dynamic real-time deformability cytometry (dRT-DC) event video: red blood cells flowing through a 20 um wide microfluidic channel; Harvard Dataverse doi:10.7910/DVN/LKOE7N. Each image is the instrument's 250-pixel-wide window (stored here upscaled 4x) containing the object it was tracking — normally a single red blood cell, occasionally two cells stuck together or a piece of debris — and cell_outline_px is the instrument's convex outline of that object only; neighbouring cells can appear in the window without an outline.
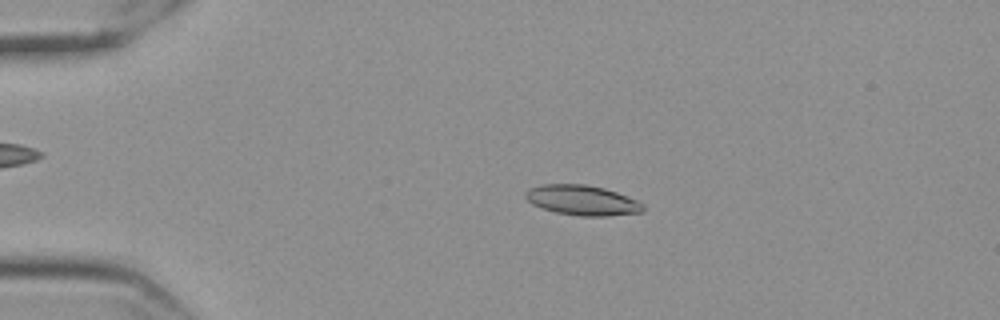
{"species": "Egyptian fruit bat (a non-hibernating species)", "species_latin": "Rousettus aegyptiacus", "temperature_condition": "cold", "stored_images_in_passage": 57, "camera_frame_rate_fps": 3000, "um_per_image_px": 0.085, "frame": {"image": 1, "passage_image": 12, "time_ms": 3.667, "image_size_px": [1000, 320], "cell_outline_px": [[644, 212], [608, 216], [580, 216], [556, 212], [532, 204], [524, 196], [524, 192], [528, 188], [540, 184], [584, 184], [604, 188], [616, 192], [636, 200], [644, 204]], "centroid_in_image_um": [49.48, 17.02], "position_along_channel_um": 35.5, "area_um2": 20.63}}
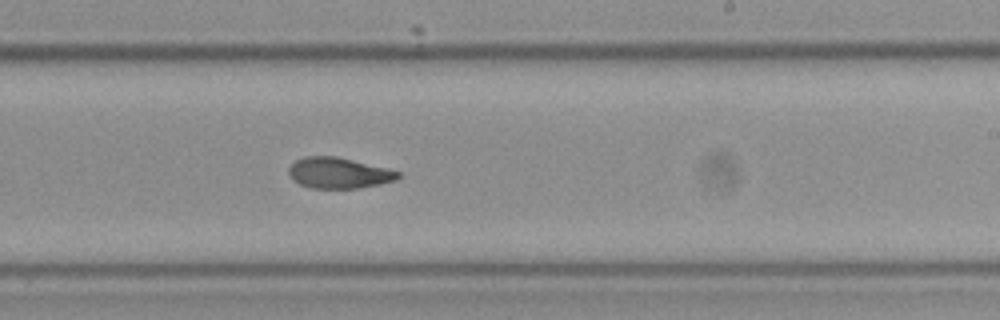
{"frame": {"image": 2, "passage_image": 35, "time_ms": 11.333, "image_size_px": [1000, 320], "cell_outline_px": [[400, 176], [396, 180], [356, 188], [312, 188], [300, 184], [292, 180], [288, 176], [288, 168], [296, 160], [304, 156], [336, 156], [400, 172]], "centroid_in_image_um": [28.71, 14.7], "position_along_channel_um": 260.3, "area_um2": 19.36}}
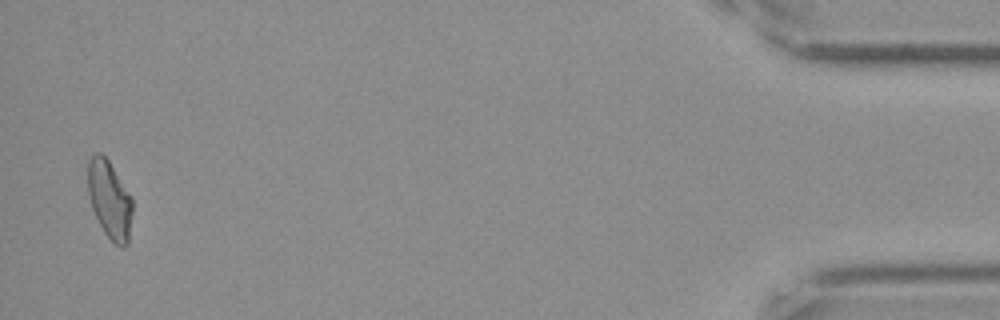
{"frame": {"image": 3, "passage_image": 56, "time_ms": 18.333, "image_size_px": [1000, 320], "cell_outline_px": [[132, 212], [128, 244], [124, 248], [120, 248], [104, 232], [92, 208], [88, 196], [88, 160], [96, 152], [100, 152], [108, 160], [132, 196]], "centroid_in_image_um": [9.32, 16.97], "position_along_channel_um": 425.9, "area_um2": 20.23}, "authors_computed_cell_mechanics": {"area_um2": 20.23, "velocity_mm_per_s": 3.533, "shape_relaxation_time_tau1_ms": null, "shape_relaxation_time_tau2_ms": 3.177, "deformation_change_tau1": null, "deformation_change_tau2": 0.0856}}